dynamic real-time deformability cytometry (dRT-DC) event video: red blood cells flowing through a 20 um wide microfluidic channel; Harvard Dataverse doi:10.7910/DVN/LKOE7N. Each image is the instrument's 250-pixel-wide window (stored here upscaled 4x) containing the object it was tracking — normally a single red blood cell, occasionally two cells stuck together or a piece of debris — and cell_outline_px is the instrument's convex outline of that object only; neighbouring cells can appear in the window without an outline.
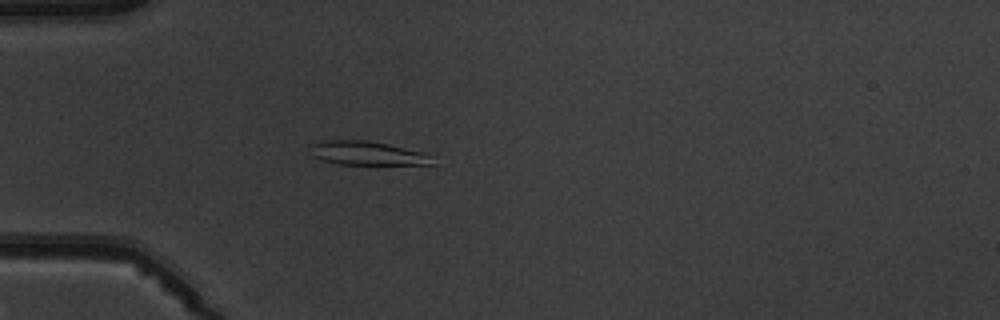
{"species": "common noctule bat (a hibernating species)", "species_latin": "Nyctalus noctula", "temperature_condition": "warm", "stored_images_in_passage": 4, "camera_frame_rate_fps": 3000, "um_per_image_px": 0.085, "animal": {"sex": "male", "body_mass_g": 19.5, "forearm_length_mm": 54.6}, "frame": {"image": 1, "passage_image": 4, "time_ms": 3.667, "image_size_px": [1000, 320], "cell_outline_px": [[436, 164], [340, 164], [324, 160], [312, 156], [312, 144], [324, 140], [368, 140], [388, 144], [424, 152], [432, 156]], "centroid_in_image_um": [31.27, 13.02], "position_along_channel_um": 53.7, "area_um2": 16.82}}